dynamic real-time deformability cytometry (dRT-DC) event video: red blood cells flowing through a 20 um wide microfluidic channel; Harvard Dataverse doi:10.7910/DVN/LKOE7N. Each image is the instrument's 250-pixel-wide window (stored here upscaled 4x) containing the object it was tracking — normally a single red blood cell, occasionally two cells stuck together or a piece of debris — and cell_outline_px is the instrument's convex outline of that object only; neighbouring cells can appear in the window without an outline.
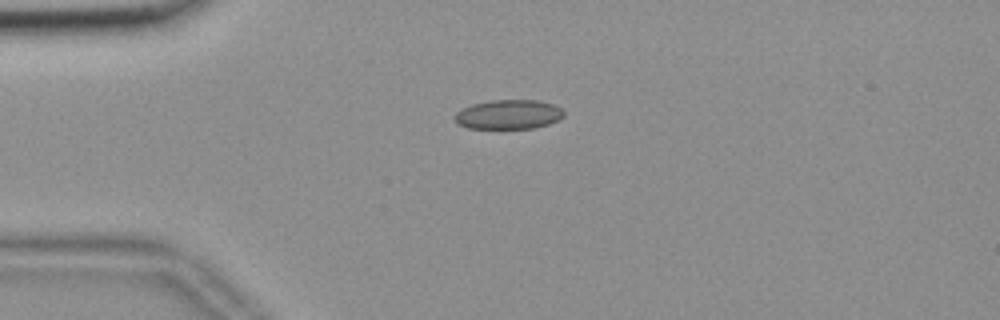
{"species": "common noctule bat (a hibernating species)", "species_latin": "Nyctalus noctula", "temperature_condition": "room temperature", "stored_images_in_passage": 43, "camera_frame_rate_fps": 3000, "um_per_image_px": 0.085, "animal": {"sex": "female", "body_mass_g": 18.4}, "frame": {"image": 1, "passage_image": 1, "time_ms": 0.0, "image_size_px": [1000, 320], "cell_outline_px": [[564, 116], [560, 120], [548, 124], [532, 128], [468, 128], [460, 124], [456, 120], [456, 112], [472, 104], [492, 100], [536, 100], [552, 104], [560, 108], [564, 112]], "centroid_in_image_um": [43.27, 9.72], "position_along_channel_um": 41.7, "area_um2": 18.44}}
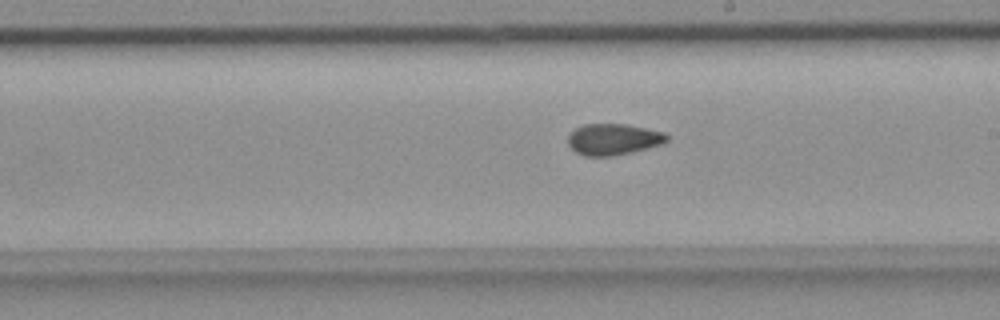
{"frame": {"image": 2, "passage_image": 19, "time_ms": 6.0, "image_size_px": [1000, 320], "cell_outline_px": [[668, 140], [664, 144], [632, 152], [612, 156], [584, 156], [576, 152], [568, 144], [568, 136], [576, 128], [584, 124], [628, 124], [664, 132], [668, 136]], "centroid_in_image_um": [52.16, 11.84], "position_along_channel_um": 236.8, "area_um2": 18.09}}
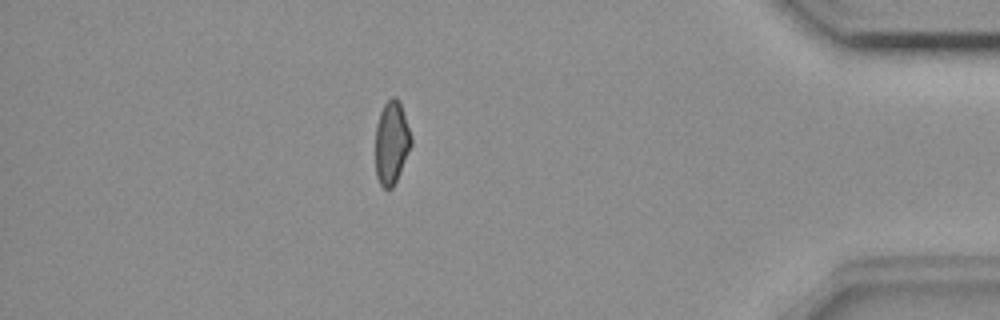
{"frame": {"image": 3, "passage_image": 36, "time_ms": 11.667, "image_size_px": [1000, 320], "cell_outline_px": [[412, 144], [400, 172], [392, 188], [384, 188], [380, 184], [376, 176], [376, 124], [380, 112], [384, 104], [392, 96], [396, 96], [400, 100], [412, 136]], "centroid_in_image_um": [33.29, 12.08], "position_along_channel_um": 401.9, "area_um2": 17.4}, "authors_computed_cell_mechanics": {"area_um2": 18.0914, "velocity_mm_per_s": 3.6478, "shape_relaxation_time_tau1_ms": null, "shape_relaxation_time_tau2_ms": 2.5716, "deformation_change_tau1": null, "deformation_change_tau2": 0.0743}}